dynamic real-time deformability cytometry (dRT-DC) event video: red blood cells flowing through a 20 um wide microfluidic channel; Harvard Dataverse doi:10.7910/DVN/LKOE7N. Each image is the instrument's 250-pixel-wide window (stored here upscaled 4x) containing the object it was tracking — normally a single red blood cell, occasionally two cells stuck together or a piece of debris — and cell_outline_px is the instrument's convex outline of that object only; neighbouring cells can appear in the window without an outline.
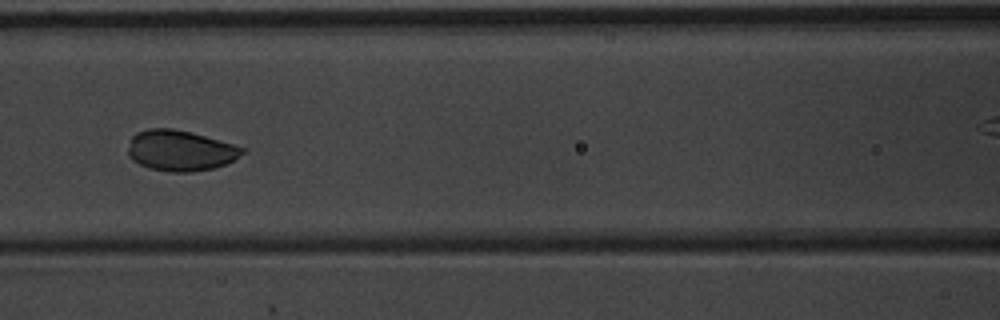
{"species": "common noctule bat (a hibernating species)", "species_latin": "Nyctalus noctula", "temperature_condition": "warm", "stored_images_in_passage": 13, "camera_frame_rate_fps": 3000, "um_per_image_px": 0.085, "animal": {"sex": "male", "body_mass_g": 20.1, "forearm_length_mm": 53.5}, "frame": {"image": 1, "passage_image": 4, "time_ms": 1.0, "image_size_px": [1000, 320], "cell_outline_px": [[248, 152], [216, 168], [192, 172], [168, 172], [148, 168], [132, 160], [128, 156], [128, 148], [132, 136], [136, 132], [148, 128], [172, 128], [192, 132], [232, 144], [244, 148]], "centroid_in_image_um": [15.31, 12.8], "position_along_channel_um": 151.3, "area_um2": 27.28}}
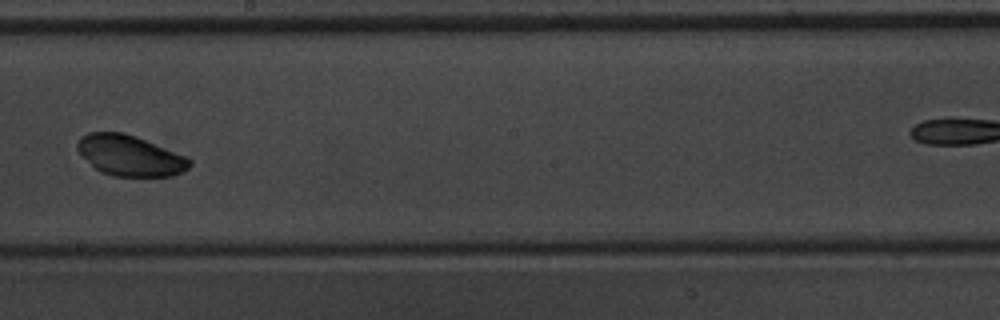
{"frame": {"image": 2, "passage_image": 6, "time_ms": 1.667, "image_size_px": [1000, 320], "cell_outline_px": [[192, 164], [188, 168], [172, 176], [112, 176], [100, 172], [76, 148], [76, 144], [80, 136], [88, 132], [124, 132], [136, 136], [188, 156], [192, 160]], "centroid_in_image_um": [11.07, 13.21], "position_along_channel_um": 237.1, "area_um2": 26.65}}